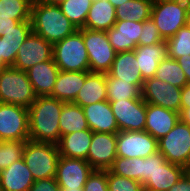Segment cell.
Segmentation results:
<instances>
[{"mask_svg":"<svg viewBox=\"0 0 190 191\" xmlns=\"http://www.w3.org/2000/svg\"><path fill=\"white\" fill-rule=\"evenodd\" d=\"M64 102L51 96H38L28 109L29 140L58 144L59 118Z\"/></svg>","mask_w":190,"mask_h":191,"instance_id":"6da1fadb","label":"cell"},{"mask_svg":"<svg viewBox=\"0 0 190 191\" xmlns=\"http://www.w3.org/2000/svg\"><path fill=\"white\" fill-rule=\"evenodd\" d=\"M32 32L54 44L65 39L78 30L65 17L59 5L32 3L31 6Z\"/></svg>","mask_w":190,"mask_h":191,"instance_id":"7a4b0ae2","label":"cell"},{"mask_svg":"<svg viewBox=\"0 0 190 191\" xmlns=\"http://www.w3.org/2000/svg\"><path fill=\"white\" fill-rule=\"evenodd\" d=\"M36 97L26 71L13 66L0 69V102L29 109Z\"/></svg>","mask_w":190,"mask_h":191,"instance_id":"3957f363","label":"cell"},{"mask_svg":"<svg viewBox=\"0 0 190 191\" xmlns=\"http://www.w3.org/2000/svg\"><path fill=\"white\" fill-rule=\"evenodd\" d=\"M52 58L59 70L89 71V58L83 40V28L54 43Z\"/></svg>","mask_w":190,"mask_h":191,"instance_id":"277c9868","label":"cell"},{"mask_svg":"<svg viewBox=\"0 0 190 191\" xmlns=\"http://www.w3.org/2000/svg\"><path fill=\"white\" fill-rule=\"evenodd\" d=\"M59 157L56 144L27 140L22 158L37 181L56 176Z\"/></svg>","mask_w":190,"mask_h":191,"instance_id":"5b68a950","label":"cell"},{"mask_svg":"<svg viewBox=\"0 0 190 191\" xmlns=\"http://www.w3.org/2000/svg\"><path fill=\"white\" fill-rule=\"evenodd\" d=\"M189 4L190 1L153 2L150 18L164 40L174 36L186 25Z\"/></svg>","mask_w":190,"mask_h":191,"instance_id":"8992f818","label":"cell"},{"mask_svg":"<svg viewBox=\"0 0 190 191\" xmlns=\"http://www.w3.org/2000/svg\"><path fill=\"white\" fill-rule=\"evenodd\" d=\"M158 151L166 161L190 169V126L181 120L158 140Z\"/></svg>","mask_w":190,"mask_h":191,"instance_id":"52a82bcc","label":"cell"},{"mask_svg":"<svg viewBox=\"0 0 190 191\" xmlns=\"http://www.w3.org/2000/svg\"><path fill=\"white\" fill-rule=\"evenodd\" d=\"M83 40L89 58V72L107 73L117 52L110 44L106 31L83 28Z\"/></svg>","mask_w":190,"mask_h":191,"instance_id":"ba28073f","label":"cell"},{"mask_svg":"<svg viewBox=\"0 0 190 191\" xmlns=\"http://www.w3.org/2000/svg\"><path fill=\"white\" fill-rule=\"evenodd\" d=\"M29 140L28 109L0 102V141Z\"/></svg>","mask_w":190,"mask_h":191,"instance_id":"9c48e42d","label":"cell"},{"mask_svg":"<svg viewBox=\"0 0 190 191\" xmlns=\"http://www.w3.org/2000/svg\"><path fill=\"white\" fill-rule=\"evenodd\" d=\"M116 138L117 157L146 158L158 151V140L146 131H119Z\"/></svg>","mask_w":190,"mask_h":191,"instance_id":"30bf717a","label":"cell"},{"mask_svg":"<svg viewBox=\"0 0 190 191\" xmlns=\"http://www.w3.org/2000/svg\"><path fill=\"white\" fill-rule=\"evenodd\" d=\"M119 131H144L146 125V102L142 97L109 101Z\"/></svg>","mask_w":190,"mask_h":191,"instance_id":"8fae6325","label":"cell"},{"mask_svg":"<svg viewBox=\"0 0 190 191\" xmlns=\"http://www.w3.org/2000/svg\"><path fill=\"white\" fill-rule=\"evenodd\" d=\"M181 92L182 88L153 77L144 81L141 97L146 103L180 113Z\"/></svg>","mask_w":190,"mask_h":191,"instance_id":"7c38bea8","label":"cell"},{"mask_svg":"<svg viewBox=\"0 0 190 191\" xmlns=\"http://www.w3.org/2000/svg\"><path fill=\"white\" fill-rule=\"evenodd\" d=\"M91 165L84 159L60 156L57 162L56 182L68 190L84 188L88 176L93 172Z\"/></svg>","mask_w":190,"mask_h":191,"instance_id":"4fadbf2b","label":"cell"},{"mask_svg":"<svg viewBox=\"0 0 190 191\" xmlns=\"http://www.w3.org/2000/svg\"><path fill=\"white\" fill-rule=\"evenodd\" d=\"M53 44L31 32L20 46L13 67L27 71L34 65L52 59Z\"/></svg>","mask_w":190,"mask_h":191,"instance_id":"5bb4252c","label":"cell"},{"mask_svg":"<svg viewBox=\"0 0 190 191\" xmlns=\"http://www.w3.org/2000/svg\"><path fill=\"white\" fill-rule=\"evenodd\" d=\"M116 133L93 132L86 161L94 170H108L117 158Z\"/></svg>","mask_w":190,"mask_h":191,"instance_id":"9a60e30c","label":"cell"},{"mask_svg":"<svg viewBox=\"0 0 190 191\" xmlns=\"http://www.w3.org/2000/svg\"><path fill=\"white\" fill-rule=\"evenodd\" d=\"M186 171L183 166L166 161L165 157L157 151L154 174L143 187L152 191H168Z\"/></svg>","mask_w":190,"mask_h":191,"instance_id":"2e32d148","label":"cell"},{"mask_svg":"<svg viewBox=\"0 0 190 191\" xmlns=\"http://www.w3.org/2000/svg\"><path fill=\"white\" fill-rule=\"evenodd\" d=\"M143 22L122 20L116 21L113 27L106 31L113 49L119 52L131 51L139 46Z\"/></svg>","mask_w":190,"mask_h":191,"instance_id":"e0dca14e","label":"cell"},{"mask_svg":"<svg viewBox=\"0 0 190 191\" xmlns=\"http://www.w3.org/2000/svg\"><path fill=\"white\" fill-rule=\"evenodd\" d=\"M180 120L176 111L146 103V125L144 131L159 140L165 136Z\"/></svg>","mask_w":190,"mask_h":191,"instance_id":"ac0fdd59","label":"cell"},{"mask_svg":"<svg viewBox=\"0 0 190 191\" xmlns=\"http://www.w3.org/2000/svg\"><path fill=\"white\" fill-rule=\"evenodd\" d=\"M88 127L93 132L118 133L115 116L108 100L82 107Z\"/></svg>","mask_w":190,"mask_h":191,"instance_id":"d6986e66","label":"cell"},{"mask_svg":"<svg viewBox=\"0 0 190 191\" xmlns=\"http://www.w3.org/2000/svg\"><path fill=\"white\" fill-rule=\"evenodd\" d=\"M59 68L53 58L34 65L26 73L36 96H50L54 89Z\"/></svg>","mask_w":190,"mask_h":191,"instance_id":"ffe728a7","label":"cell"},{"mask_svg":"<svg viewBox=\"0 0 190 191\" xmlns=\"http://www.w3.org/2000/svg\"><path fill=\"white\" fill-rule=\"evenodd\" d=\"M89 73V71L70 72L60 70L50 96L64 103L74 102Z\"/></svg>","mask_w":190,"mask_h":191,"instance_id":"44dd1931","label":"cell"},{"mask_svg":"<svg viewBox=\"0 0 190 191\" xmlns=\"http://www.w3.org/2000/svg\"><path fill=\"white\" fill-rule=\"evenodd\" d=\"M134 52L137 68L144 81L155 77L159 62L168 57L166 41L150 46H137Z\"/></svg>","mask_w":190,"mask_h":191,"instance_id":"7402d4cb","label":"cell"},{"mask_svg":"<svg viewBox=\"0 0 190 191\" xmlns=\"http://www.w3.org/2000/svg\"><path fill=\"white\" fill-rule=\"evenodd\" d=\"M35 180L23 158L0 172V186L5 191H29Z\"/></svg>","mask_w":190,"mask_h":191,"instance_id":"603a6c76","label":"cell"},{"mask_svg":"<svg viewBox=\"0 0 190 191\" xmlns=\"http://www.w3.org/2000/svg\"><path fill=\"white\" fill-rule=\"evenodd\" d=\"M92 136L90 129L61 135L57 144L60 156L86 160Z\"/></svg>","mask_w":190,"mask_h":191,"instance_id":"cb8c5ba5","label":"cell"},{"mask_svg":"<svg viewBox=\"0 0 190 191\" xmlns=\"http://www.w3.org/2000/svg\"><path fill=\"white\" fill-rule=\"evenodd\" d=\"M137 63L134 50L119 52L107 74L113 78L129 81L131 84H143L144 80Z\"/></svg>","mask_w":190,"mask_h":191,"instance_id":"d4e9b609","label":"cell"},{"mask_svg":"<svg viewBox=\"0 0 190 191\" xmlns=\"http://www.w3.org/2000/svg\"><path fill=\"white\" fill-rule=\"evenodd\" d=\"M107 100L106 73L90 72L73 103L84 107Z\"/></svg>","mask_w":190,"mask_h":191,"instance_id":"484cf974","label":"cell"},{"mask_svg":"<svg viewBox=\"0 0 190 191\" xmlns=\"http://www.w3.org/2000/svg\"><path fill=\"white\" fill-rule=\"evenodd\" d=\"M116 23V8L108 0H93L83 28L107 31Z\"/></svg>","mask_w":190,"mask_h":191,"instance_id":"4316f807","label":"cell"},{"mask_svg":"<svg viewBox=\"0 0 190 191\" xmlns=\"http://www.w3.org/2000/svg\"><path fill=\"white\" fill-rule=\"evenodd\" d=\"M32 32V23L29 21L20 22L14 29L5 32L0 36L3 40L4 67L13 66L20 46Z\"/></svg>","mask_w":190,"mask_h":191,"instance_id":"83f0119b","label":"cell"},{"mask_svg":"<svg viewBox=\"0 0 190 191\" xmlns=\"http://www.w3.org/2000/svg\"><path fill=\"white\" fill-rule=\"evenodd\" d=\"M59 127L61 135L89 129L82 107L73 102L64 103L59 118Z\"/></svg>","mask_w":190,"mask_h":191,"instance_id":"f1b7e54d","label":"cell"},{"mask_svg":"<svg viewBox=\"0 0 190 191\" xmlns=\"http://www.w3.org/2000/svg\"><path fill=\"white\" fill-rule=\"evenodd\" d=\"M153 0H130L116 8V21L144 22L150 19Z\"/></svg>","mask_w":190,"mask_h":191,"instance_id":"f546056e","label":"cell"},{"mask_svg":"<svg viewBox=\"0 0 190 191\" xmlns=\"http://www.w3.org/2000/svg\"><path fill=\"white\" fill-rule=\"evenodd\" d=\"M106 86L107 100L116 101L140 98L143 84H131L129 81L113 78L106 73Z\"/></svg>","mask_w":190,"mask_h":191,"instance_id":"4dcf8cb0","label":"cell"},{"mask_svg":"<svg viewBox=\"0 0 190 191\" xmlns=\"http://www.w3.org/2000/svg\"><path fill=\"white\" fill-rule=\"evenodd\" d=\"M155 78L179 88H183L188 84L180 64L175 59L169 57L159 62Z\"/></svg>","mask_w":190,"mask_h":191,"instance_id":"1f68e13d","label":"cell"},{"mask_svg":"<svg viewBox=\"0 0 190 191\" xmlns=\"http://www.w3.org/2000/svg\"><path fill=\"white\" fill-rule=\"evenodd\" d=\"M93 0H64L59 6L62 13L77 29L85 26V21Z\"/></svg>","mask_w":190,"mask_h":191,"instance_id":"d6a6232c","label":"cell"},{"mask_svg":"<svg viewBox=\"0 0 190 191\" xmlns=\"http://www.w3.org/2000/svg\"><path fill=\"white\" fill-rule=\"evenodd\" d=\"M30 0H0V18L31 20Z\"/></svg>","mask_w":190,"mask_h":191,"instance_id":"836d02e7","label":"cell"},{"mask_svg":"<svg viewBox=\"0 0 190 191\" xmlns=\"http://www.w3.org/2000/svg\"><path fill=\"white\" fill-rule=\"evenodd\" d=\"M142 158L117 157L112 166L108 169L111 173L117 174L141 183Z\"/></svg>","mask_w":190,"mask_h":191,"instance_id":"e575fe53","label":"cell"},{"mask_svg":"<svg viewBox=\"0 0 190 191\" xmlns=\"http://www.w3.org/2000/svg\"><path fill=\"white\" fill-rule=\"evenodd\" d=\"M165 41L169 58L176 60L181 56L190 55V29L186 26L181 27L174 36Z\"/></svg>","mask_w":190,"mask_h":191,"instance_id":"d590c367","label":"cell"},{"mask_svg":"<svg viewBox=\"0 0 190 191\" xmlns=\"http://www.w3.org/2000/svg\"><path fill=\"white\" fill-rule=\"evenodd\" d=\"M26 141H0V170L7 168L23 157Z\"/></svg>","mask_w":190,"mask_h":191,"instance_id":"8d00e7d4","label":"cell"},{"mask_svg":"<svg viewBox=\"0 0 190 191\" xmlns=\"http://www.w3.org/2000/svg\"><path fill=\"white\" fill-rule=\"evenodd\" d=\"M107 182L109 191H142L143 185L133 179H129L107 170Z\"/></svg>","mask_w":190,"mask_h":191,"instance_id":"74e56055","label":"cell"},{"mask_svg":"<svg viewBox=\"0 0 190 191\" xmlns=\"http://www.w3.org/2000/svg\"><path fill=\"white\" fill-rule=\"evenodd\" d=\"M142 29L139 46H150L165 41L151 18L143 22Z\"/></svg>","mask_w":190,"mask_h":191,"instance_id":"f35d334b","label":"cell"},{"mask_svg":"<svg viewBox=\"0 0 190 191\" xmlns=\"http://www.w3.org/2000/svg\"><path fill=\"white\" fill-rule=\"evenodd\" d=\"M83 191H109L107 170H93L87 178Z\"/></svg>","mask_w":190,"mask_h":191,"instance_id":"ab89813d","label":"cell"},{"mask_svg":"<svg viewBox=\"0 0 190 191\" xmlns=\"http://www.w3.org/2000/svg\"><path fill=\"white\" fill-rule=\"evenodd\" d=\"M180 120L190 126V84L185 85L181 92Z\"/></svg>","mask_w":190,"mask_h":191,"instance_id":"60d3db41","label":"cell"},{"mask_svg":"<svg viewBox=\"0 0 190 191\" xmlns=\"http://www.w3.org/2000/svg\"><path fill=\"white\" fill-rule=\"evenodd\" d=\"M155 171V153L142 158L141 184L144 185Z\"/></svg>","mask_w":190,"mask_h":191,"instance_id":"b9f144b4","label":"cell"},{"mask_svg":"<svg viewBox=\"0 0 190 191\" xmlns=\"http://www.w3.org/2000/svg\"><path fill=\"white\" fill-rule=\"evenodd\" d=\"M29 191H60V187L55 177H52L35 181Z\"/></svg>","mask_w":190,"mask_h":191,"instance_id":"7bdbcfd3","label":"cell"},{"mask_svg":"<svg viewBox=\"0 0 190 191\" xmlns=\"http://www.w3.org/2000/svg\"><path fill=\"white\" fill-rule=\"evenodd\" d=\"M168 191H190V171L187 170Z\"/></svg>","mask_w":190,"mask_h":191,"instance_id":"ee69618b","label":"cell"},{"mask_svg":"<svg viewBox=\"0 0 190 191\" xmlns=\"http://www.w3.org/2000/svg\"><path fill=\"white\" fill-rule=\"evenodd\" d=\"M22 21L29 20H14L0 18V36L5 35V32L9 31L10 29H14Z\"/></svg>","mask_w":190,"mask_h":191,"instance_id":"f6af8a7d","label":"cell"},{"mask_svg":"<svg viewBox=\"0 0 190 191\" xmlns=\"http://www.w3.org/2000/svg\"><path fill=\"white\" fill-rule=\"evenodd\" d=\"M176 61L180 64V67L185 73L188 84H190V55L189 56H181Z\"/></svg>","mask_w":190,"mask_h":191,"instance_id":"bcb514c9","label":"cell"},{"mask_svg":"<svg viewBox=\"0 0 190 191\" xmlns=\"http://www.w3.org/2000/svg\"><path fill=\"white\" fill-rule=\"evenodd\" d=\"M4 68V48H3V40L0 37V69Z\"/></svg>","mask_w":190,"mask_h":191,"instance_id":"7dc6e473","label":"cell"},{"mask_svg":"<svg viewBox=\"0 0 190 191\" xmlns=\"http://www.w3.org/2000/svg\"><path fill=\"white\" fill-rule=\"evenodd\" d=\"M115 8L119 7L120 5H123L124 3L130 1V0H108Z\"/></svg>","mask_w":190,"mask_h":191,"instance_id":"c3c4849f","label":"cell"},{"mask_svg":"<svg viewBox=\"0 0 190 191\" xmlns=\"http://www.w3.org/2000/svg\"><path fill=\"white\" fill-rule=\"evenodd\" d=\"M64 0H38L40 3L59 5Z\"/></svg>","mask_w":190,"mask_h":191,"instance_id":"681fc988","label":"cell"},{"mask_svg":"<svg viewBox=\"0 0 190 191\" xmlns=\"http://www.w3.org/2000/svg\"><path fill=\"white\" fill-rule=\"evenodd\" d=\"M188 29H190V4L187 9V16H186V25Z\"/></svg>","mask_w":190,"mask_h":191,"instance_id":"f907efd6","label":"cell"},{"mask_svg":"<svg viewBox=\"0 0 190 191\" xmlns=\"http://www.w3.org/2000/svg\"><path fill=\"white\" fill-rule=\"evenodd\" d=\"M60 191H83V188H78L77 190H68L65 187H60Z\"/></svg>","mask_w":190,"mask_h":191,"instance_id":"816d5d0a","label":"cell"},{"mask_svg":"<svg viewBox=\"0 0 190 191\" xmlns=\"http://www.w3.org/2000/svg\"><path fill=\"white\" fill-rule=\"evenodd\" d=\"M159 1H190V0H153V2H159Z\"/></svg>","mask_w":190,"mask_h":191,"instance_id":"f5cc1de1","label":"cell"},{"mask_svg":"<svg viewBox=\"0 0 190 191\" xmlns=\"http://www.w3.org/2000/svg\"><path fill=\"white\" fill-rule=\"evenodd\" d=\"M142 191H152V190H149V189H145V188H143V190Z\"/></svg>","mask_w":190,"mask_h":191,"instance_id":"db71d44e","label":"cell"}]
</instances>
